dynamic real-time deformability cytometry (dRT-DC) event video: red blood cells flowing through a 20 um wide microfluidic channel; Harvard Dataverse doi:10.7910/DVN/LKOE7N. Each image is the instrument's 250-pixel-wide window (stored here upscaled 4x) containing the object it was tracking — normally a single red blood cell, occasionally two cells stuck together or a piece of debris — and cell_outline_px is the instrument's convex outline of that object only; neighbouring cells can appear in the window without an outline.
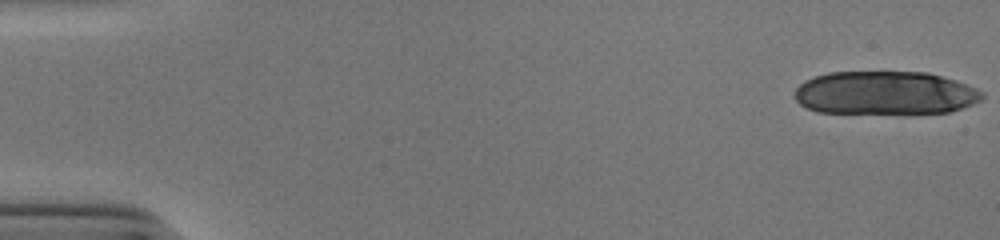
{"species": "human", "species_latin": "Homo sapiens", "temperature_condition": "cold", "stored_images_in_passage": 30, "segment_of_instrument_passage": [1, 2], "camera_frame_rate_fps": 3000, "um_per_image_px": 0.085, "donor": {"sex": "male"}, "frame": {"image": 1, "passage_image": 1, "time_ms": 0.0, "image_size_px": [1000, 240], "cell_outline_px": [[984, 96], [980, 100], [972, 104], [948, 112], [820, 112], [808, 108], [800, 104], [796, 100], [796, 88], [804, 80], [812, 76], [828, 72], [928, 72], [956, 80], [976, 88], [984, 92]], "centroid_in_image_um": [75.23, 7.87], "position_along_channel_um": 9.8, "area_um2": 46.99}}
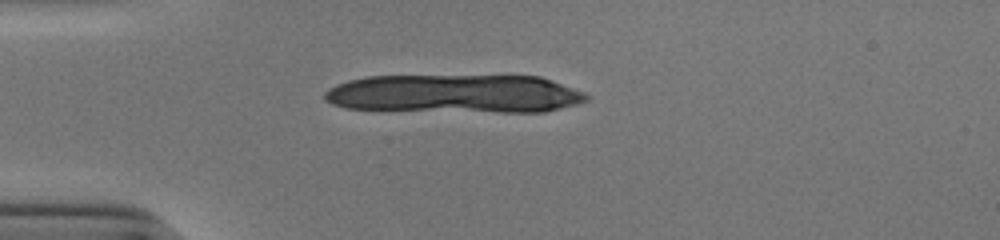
{"frame": {"image": 2, "passage_image": 14, "time_ms": 4.333, "image_size_px": [1000, 240], "cell_outline_px": [[588, 100], [576, 104], [544, 112], [500, 112], [348, 108], [332, 104], [324, 100], [324, 92], [328, 88], [336, 84], [348, 80], [368, 76], [540, 76], [552, 80], [584, 92], [588, 96]], "centroid_in_image_um": [38.66, 7.96], "position_along_channel_um": 46.3, "area_um2": 58.61}}